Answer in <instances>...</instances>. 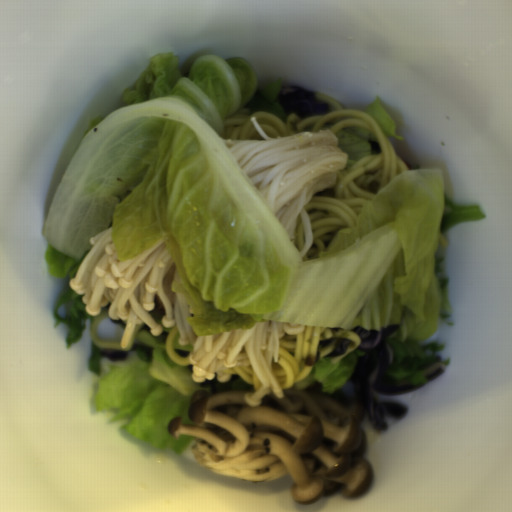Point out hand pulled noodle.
Returning a JSON list of instances; mask_svg holds the SVG:
<instances>
[{"label":"hand pulled noodle","instance_id":"hand-pulled-noodle-1","mask_svg":"<svg viewBox=\"0 0 512 512\" xmlns=\"http://www.w3.org/2000/svg\"><path fill=\"white\" fill-rule=\"evenodd\" d=\"M318 100L328 103L325 114L300 117L289 114L286 122L272 112L252 111L240 107L225 118L223 130L229 140L265 141L257 131L252 117L260 128L273 138L301 131L332 130L335 134L344 127L371 129L378 137L380 151L360 158L350 168H339L332 187L318 192L307 203L312 231V244L304 256L317 257L347 226H355L367 203L399 175L411 172L405 160L395 152L390 136H385L374 117L362 109L344 108L329 95L315 92ZM266 142V141H265Z\"/></svg>","mask_w":512,"mask_h":512},{"label":"hand pulled noodle","instance_id":"hand-pulled-noodle-2","mask_svg":"<svg viewBox=\"0 0 512 512\" xmlns=\"http://www.w3.org/2000/svg\"><path fill=\"white\" fill-rule=\"evenodd\" d=\"M358 331L331 325L303 326L299 334H284L278 341L277 361L272 357L270 370L282 390H293L295 385L308 377L316 362L334 358L346 359L359 348Z\"/></svg>","mask_w":512,"mask_h":512},{"label":"hand pulled noodle","instance_id":"hand-pulled-noodle-3","mask_svg":"<svg viewBox=\"0 0 512 512\" xmlns=\"http://www.w3.org/2000/svg\"><path fill=\"white\" fill-rule=\"evenodd\" d=\"M238 374L248 383H251L254 393L246 396V403L251 405H260L263 398L269 394H274L273 386L270 384L264 387L252 367L249 355L245 345L239 349L235 362L232 367H222L216 372L217 380L220 382H230L234 375Z\"/></svg>","mask_w":512,"mask_h":512},{"label":"hand pulled noodle","instance_id":"hand-pulled-noodle-4","mask_svg":"<svg viewBox=\"0 0 512 512\" xmlns=\"http://www.w3.org/2000/svg\"><path fill=\"white\" fill-rule=\"evenodd\" d=\"M109 305L100 308V314L93 316V319L91 320V332H90V341L91 343H95L97 346H100L104 348L105 350H114L118 352L123 353H130L133 348L134 344V338L136 332L143 326H146L143 322L139 323L137 327L134 329L130 343L126 347H122V340H106V339H100L99 336V326L102 320L106 317L108 314ZM127 354V355H128Z\"/></svg>","mask_w":512,"mask_h":512},{"label":"hand pulled noodle","instance_id":"hand-pulled-noodle-5","mask_svg":"<svg viewBox=\"0 0 512 512\" xmlns=\"http://www.w3.org/2000/svg\"><path fill=\"white\" fill-rule=\"evenodd\" d=\"M293 244L297 250L300 252L306 248L305 243V235H304V227H303V219L302 214L298 213L295 230L293 234Z\"/></svg>","mask_w":512,"mask_h":512},{"label":"hand pulled noodle","instance_id":"hand-pulled-noodle-6","mask_svg":"<svg viewBox=\"0 0 512 512\" xmlns=\"http://www.w3.org/2000/svg\"><path fill=\"white\" fill-rule=\"evenodd\" d=\"M323 390L321 384H311L303 392H319Z\"/></svg>","mask_w":512,"mask_h":512}]
</instances>
